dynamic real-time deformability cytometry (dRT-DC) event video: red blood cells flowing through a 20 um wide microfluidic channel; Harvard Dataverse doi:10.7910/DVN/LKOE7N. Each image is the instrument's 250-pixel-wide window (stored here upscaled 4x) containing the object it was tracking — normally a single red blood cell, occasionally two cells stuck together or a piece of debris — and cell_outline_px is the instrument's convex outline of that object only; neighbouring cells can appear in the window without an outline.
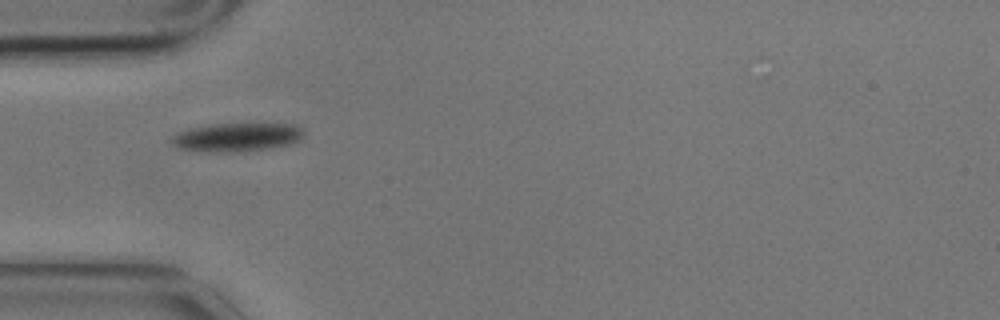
{"species": "common noctule bat (a hibernating species)", "species_latin": "Nyctalus noctula", "temperature_condition": "cold", "stored_images_in_passage": 1, "camera_frame_rate_fps": 3000, "um_per_image_px": 0.085, "animal": {"sex": "male", "body_mass_g": 17.9}, "frame": {"image": 1, "passage_image": 1, "time_ms": 0.0, "image_size_px": [1000, 320], "cell_outline_px": [[304, 136], [300, 140], [288, 144], [272, 148], [220, 152], [180, 148], [168, 140], [172, 136], [188, 128], [208, 124], [296, 124], [304, 128]], "centroid_in_image_um": [20.18, 11.63], "position_along_channel_um": 64.8, "area_um2": 21.79}}